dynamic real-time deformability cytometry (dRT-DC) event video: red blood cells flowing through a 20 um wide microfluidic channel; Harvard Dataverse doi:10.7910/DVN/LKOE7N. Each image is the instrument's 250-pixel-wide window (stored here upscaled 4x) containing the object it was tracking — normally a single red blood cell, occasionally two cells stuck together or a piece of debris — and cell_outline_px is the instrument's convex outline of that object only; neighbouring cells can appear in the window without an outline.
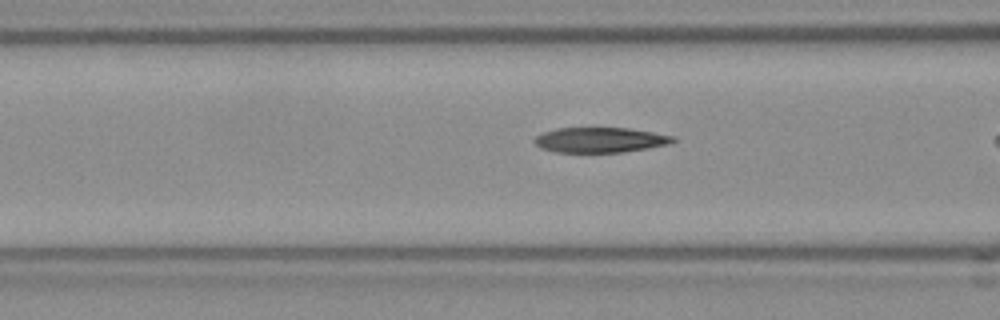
{"species": "Egyptian fruit bat (a non-hibernating species)", "species_latin": "Rousettus aegyptiacus", "temperature_condition": "room temperature", "stored_images_in_passage": 7, "camera_frame_rate_fps": 3000, "um_per_image_px": 0.085, "frame": {"image": 1, "passage_image": 5, "time_ms": 1.333, "image_size_px": [1000, 320], "cell_outline_px": [[676, 140], [668, 144], [624, 152], [556, 152], [540, 148], [532, 140], [536, 136], [544, 132], [556, 128], [628, 128], [676, 136]], "centroid_in_image_um": [50.99, 11.89], "position_along_channel_um": 115.6, "area_um2": 20.23}}